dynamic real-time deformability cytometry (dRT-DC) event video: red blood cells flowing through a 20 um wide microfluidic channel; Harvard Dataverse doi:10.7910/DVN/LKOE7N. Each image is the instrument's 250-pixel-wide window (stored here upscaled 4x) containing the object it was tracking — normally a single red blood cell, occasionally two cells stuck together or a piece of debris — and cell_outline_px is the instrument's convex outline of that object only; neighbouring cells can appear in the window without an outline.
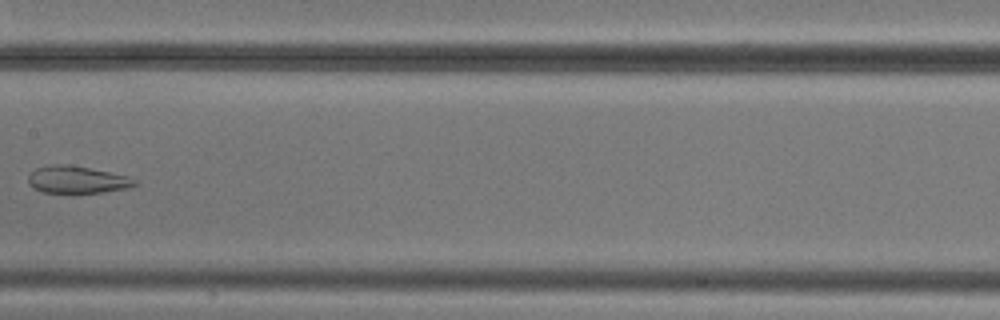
{"species": "common noctule bat (a hibernating species)", "species_latin": "Nyctalus noctula", "temperature_condition": "cold", "stored_images_in_passage": 9, "camera_frame_rate_fps": 3000, "um_per_image_px": 0.085, "animal": {"sex": "male", "body_mass_g": 20.5, "forearm_length_mm": 52.5}, "frame": {"image": 1, "passage_image": 8, "time_ms": 9.0, "image_size_px": [1000, 320], "cell_outline_px": [[140, 184], [128, 188], [72, 196], [40, 192], [32, 188], [28, 184], [28, 176], [36, 168], [52, 164], [64, 164], [88, 168], [108, 172], [124, 176], [136, 180]], "centroid_in_image_um": [6.48, 15.33], "position_along_channel_um": 200.9, "area_um2": 17.51}}
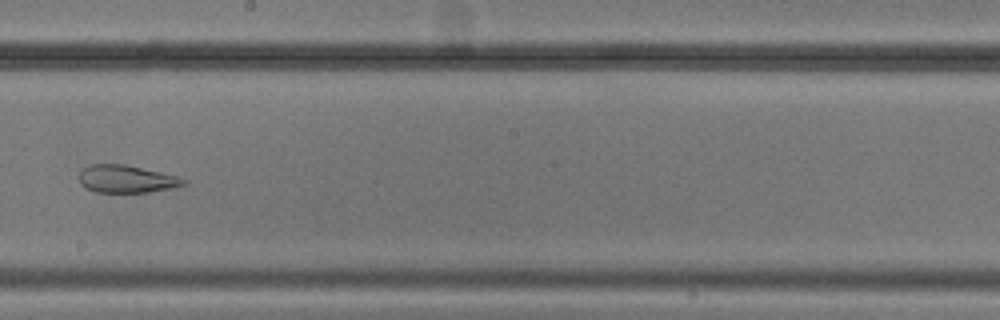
{"frame": {"image": 2, "passage_image": 9, "time_ms": 10.0, "image_size_px": [1000, 320], "cell_outline_px": [[188, 184], [172, 188], [148, 192], [96, 192], [84, 188], [80, 184], [80, 172], [88, 164], [124, 164], [160, 172], [176, 176], [188, 180]], "centroid_in_image_um": [10.75, 15.22], "position_along_channel_um": 237.5, "area_um2": 16.82}}